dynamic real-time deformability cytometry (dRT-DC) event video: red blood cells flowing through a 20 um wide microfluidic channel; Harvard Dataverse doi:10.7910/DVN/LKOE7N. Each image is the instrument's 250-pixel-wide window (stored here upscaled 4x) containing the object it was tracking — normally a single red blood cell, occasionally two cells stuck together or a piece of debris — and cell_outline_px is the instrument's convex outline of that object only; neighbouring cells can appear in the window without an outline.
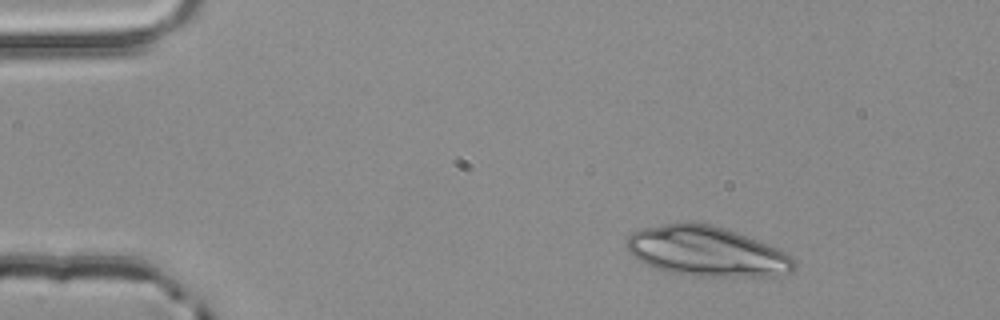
{"species": "common noctule bat (a hibernating species)", "species_latin": "Nyctalus noctula", "temperature_condition": "room temperature", "stored_images_in_passage": 3, "camera_frame_rate_fps": 3000, "um_per_image_px": 0.085, "animal": {"sex": "male", "body_mass_g": 20.4}, "frame": {"image": 1, "passage_image": 1, "time_ms": 0.0, "image_size_px": [1000, 320], "cell_outline_px": [[796, 268], [792, 272], [776, 276], [696, 276], [668, 272], [652, 268], [628, 252], [624, 244], [628, 236], [632, 232], [640, 228], [684, 220], [712, 224], [736, 232], [768, 244], [784, 252], [796, 264]], "centroid_in_image_um": [60.0, 21.35], "position_along_channel_um": 25.0, "area_um2": 49.19}}